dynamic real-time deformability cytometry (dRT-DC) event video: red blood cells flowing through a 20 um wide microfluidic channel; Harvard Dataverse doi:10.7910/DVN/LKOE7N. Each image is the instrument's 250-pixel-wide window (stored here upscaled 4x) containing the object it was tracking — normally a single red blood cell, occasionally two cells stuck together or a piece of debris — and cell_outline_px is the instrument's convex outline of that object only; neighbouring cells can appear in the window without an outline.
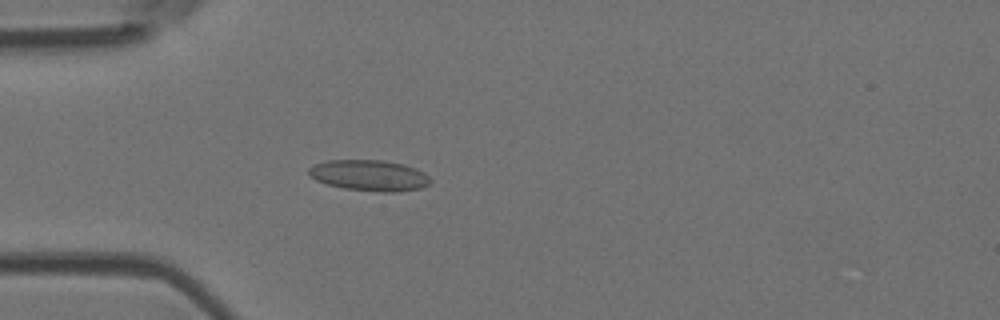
{"species": "Egyptian fruit bat (a non-hibernating species)", "species_latin": "Rousettus aegyptiacus", "temperature_condition": "room temperature", "stored_images_in_passage": 4, "camera_frame_rate_fps": 3000, "um_per_image_px": 0.085, "animal": {"sex": "female"}, "frame": {"image": 1, "passage_image": 4, "time_ms": 4.333, "image_size_px": [1000, 320], "cell_outline_px": [[432, 180], [428, 184], [420, 188], [400, 192], [384, 192], [344, 188], [328, 184], [316, 180], [308, 172], [308, 168], [316, 164], [328, 160], [384, 160], [404, 164], [424, 172]], "centroid_in_image_um": [31.42, 14.91], "position_along_channel_um": 53.6, "area_um2": 21.79}}